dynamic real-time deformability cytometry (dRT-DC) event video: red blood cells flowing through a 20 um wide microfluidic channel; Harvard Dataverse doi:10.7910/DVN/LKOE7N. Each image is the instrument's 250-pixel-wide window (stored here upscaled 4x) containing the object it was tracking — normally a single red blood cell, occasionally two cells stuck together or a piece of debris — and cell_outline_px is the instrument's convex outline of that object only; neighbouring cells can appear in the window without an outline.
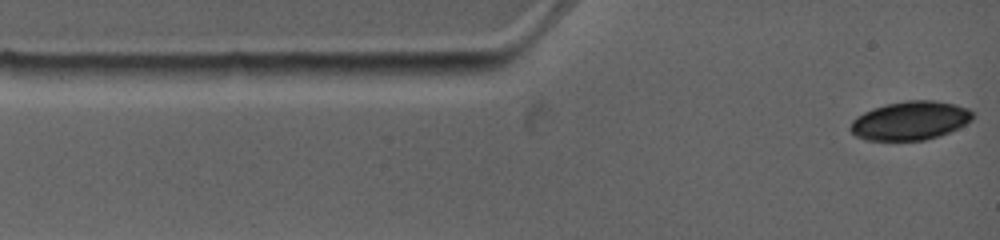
{"species": "common noctule bat (a hibernating species)", "species_latin": "Nyctalus noctula", "temperature_condition": "warm", "stored_images_in_passage": 6, "camera_frame_rate_fps": 4500, "um_per_image_px": 0.085, "animal": {"sex": "female", "body_mass_g": 19.0, "forearm_length_mm": 53.3}, "frame": {"image": 1, "passage_image": 1, "time_ms": 0.0, "image_size_px": [1000, 240], "cell_outline_px": [[972, 120], [940, 136], [924, 140], [864, 140], [856, 136], [848, 128], [852, 120], [856, 116], [864, 112], [888, 104], [908, 100], [932, 100], [956, 104], [968, 108], [972, 112]], "centroid_in_image_um": [77.34, 10.26], "position_along_channel_um": 7.7, "area_um2": 27.4}}
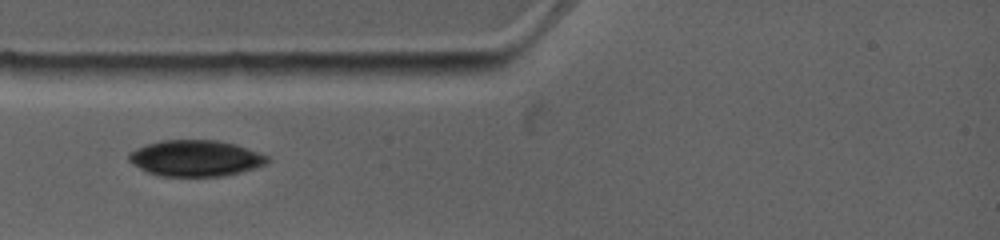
{"frame": {"image": 2, "passage_image": 4, "time_ms": 2.667, "image_size_px": [1000, 240], "cell_outline_px": [[272, 160], [268, 164], [240, 172], [224, 176], [160, 176], [148, 172], [132, 164], [128, 160], [128, 152], [136, 148], [160, 140], [216, 140], [236, 144], [260, 152], [268, 156]], "centroid_in_image_um": [16.65, 13.44], "position_along_channel_um": 68.4, "area_um2": 29.42}}
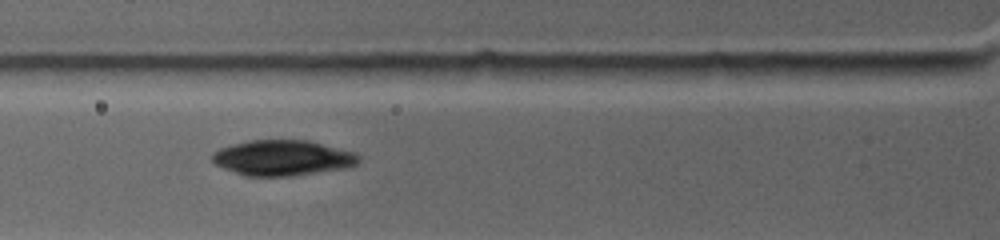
{"frame": {"image": 3, "passage_image": 5, "time_ms": 3.556, "image_size_px": [1000, 240], "cell_outline_px": [[360, 160], [356, 164], [344, 168], [292, 176], [244, 176], [224, 168], [216, 164], [212, 160], [212, 152], [220, 148], [232, 144], [252, 140], [308, 140], [356, 152], [360, 156]], "centroid_in_image_um": [24.02, 13.41], "position_along_channel_um": 101.8, "area_um2": 30.29}}